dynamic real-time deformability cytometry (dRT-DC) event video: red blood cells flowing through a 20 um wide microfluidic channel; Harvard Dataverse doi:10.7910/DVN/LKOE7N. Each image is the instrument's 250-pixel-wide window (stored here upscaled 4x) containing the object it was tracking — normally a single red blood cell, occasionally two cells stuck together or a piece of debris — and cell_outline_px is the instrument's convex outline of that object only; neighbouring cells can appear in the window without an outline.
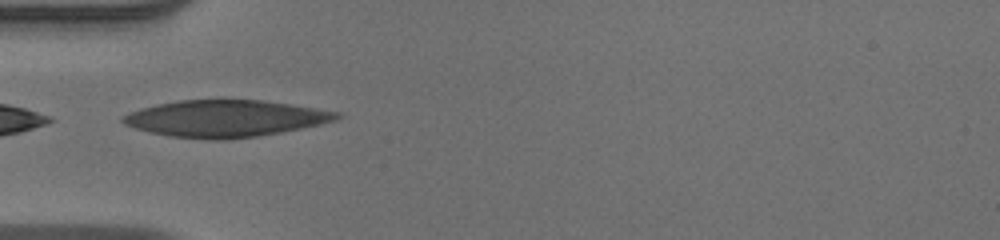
{"species": "human", "species_latin": "Homo sapiens", "temperature_condition": "warm", "stored_images_in_passage": 36, "camera_frame_rate_fps": 3000, "um_per_image_px": 0.085, "donor": {"sex": "male"}, "frame": {"image": 1, "passage_image": 1, "time_ms": 0.0, "image_size_px": [1000, 240], "cell_outline_px": [[344, 116], [336, 120], [320, 124], [280, 132], [256, 136], [228, 140], [212, 140], [172, 136], [152, 132], [136, 128], [124, 124], [120, 120], [120, 116], [140, 108], [156, 104], [176, 100], [260, 100], [316, 108], [340, 112]], "centroid_in_image_um": [19.14, 10.07], "position_along_channel_um": 65.9, "area_um2": 45.66}}
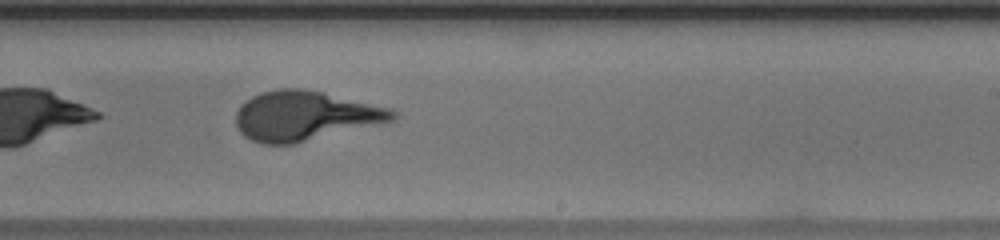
{"frame": {"image": 2, "passage_image": 16, "time_ms": 5.0, "image_size_px": [1000, 240], "cell_outline_px": [[396, 116], [392, 120], [292, 144], [264, 144], [252, 140], [244, 136], [240, 132], [236, 124], [236, 112], [240, 104], [252, 96], [260, 92], [280, 88], [300, 88], [320, 92], [392, 108], [396, 112]], "centroid_in_image_um": [25.85, 9.83], "position_along_channel_um": 263.2, "area_um2": 44.62}}
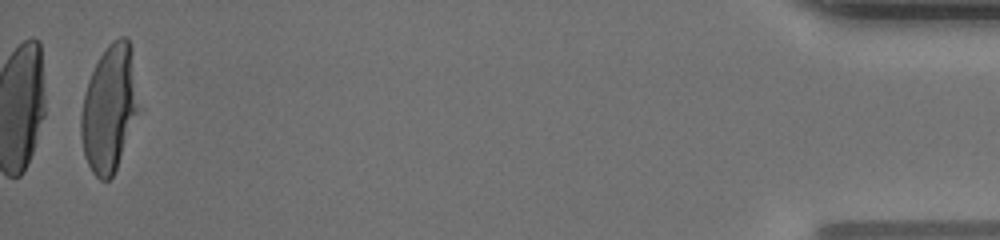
{"frame": {"image": 3, "passage_image": 35, "time_ms": 11.333, "image_size_px": [1000, 240], "cell_outline_px": [[140, 108], [116, 168], [112, 176], [108, 180], [100, 180], [92, 172], [84, 156], [80, 132], [80, 116], [84, 96], [88, 80], [100, 56], [108, 44], [120, 36], [128, 36], [132, 44]], "centroid_in_image_um": [9.31, 9.17], "position_along_channel_um": 425.9, "area_um2": 42.77}}